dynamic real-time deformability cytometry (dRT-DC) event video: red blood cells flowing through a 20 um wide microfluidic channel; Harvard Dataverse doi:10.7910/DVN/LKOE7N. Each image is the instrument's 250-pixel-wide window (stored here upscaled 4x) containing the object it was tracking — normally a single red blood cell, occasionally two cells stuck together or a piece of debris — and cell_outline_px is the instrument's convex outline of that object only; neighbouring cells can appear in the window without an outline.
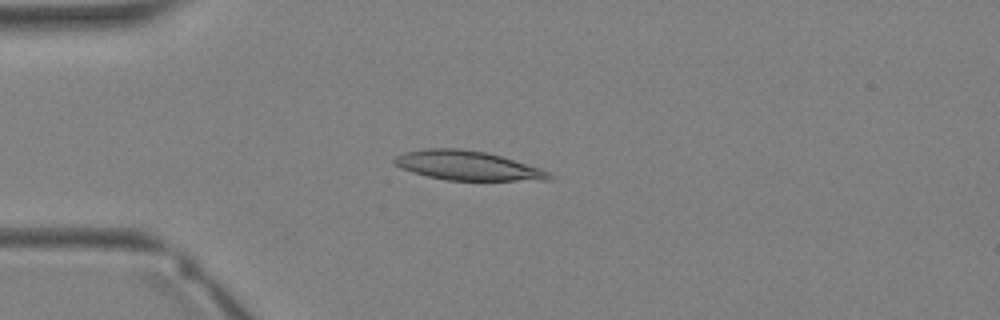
{"species": "Egyptian fruit bat (a non-hibernating species)", "species_latin": "Rousettus aegyptiacus", "temperature_condition": "warm", "stored_images_in_passage": 18, "camera_frame_rate_fps": 3000, "um_per_image_px": 0.085, "animal": {"sex": "female"}, "frame": {"image": 1, "passage_image": 6, "time_ms": 1.667, "image_size_px": [1000, 320], "cell_outline_px": [[552, 180], [448, 180], [428, 176], [412, 172], [400, 168], [392, 160], [396, 156], [404, 152], [424, 148], [460, 148], [488, 152], [540, 168], [548, 172], [552, 176]], "centroid_in_image_um": [39.71, 14.06], "position_along_channel_um": 45.3, "area_um2": 26.36}}
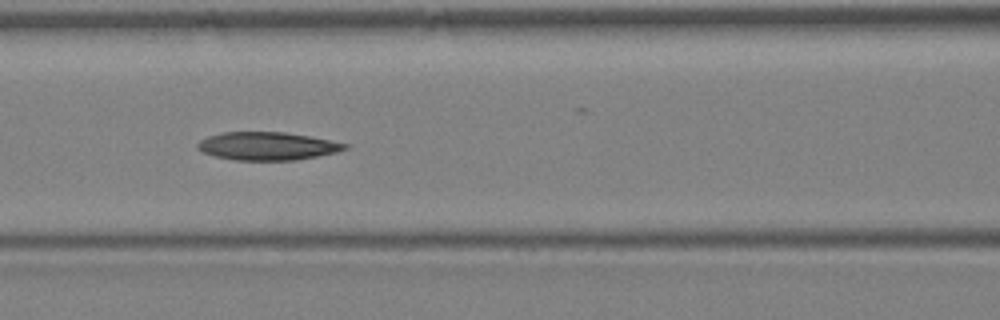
{"frame": {"image": 2, "passage_image": 12, "time_ms": 3.667, "image_size_px": [1000, 320], "cell_outline_px": [[348, 148], [336, 152], [296, 160], [236, 160], [216, 156], [204, 152], [196, 148], [196, 144], [200, 140], [208, 136], [224, 132], [284, 132], [308, 136], [348, 144]], "centroid_in_image_um": [22.69, 12.41], "position_along_channel_um": 143.9, "area_um2": 23.81}}
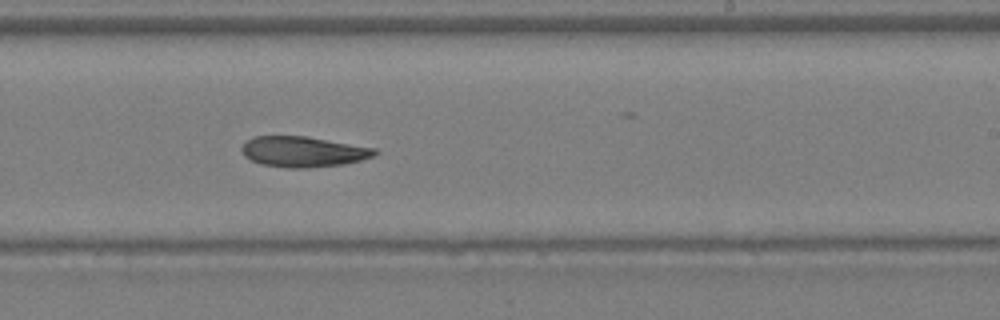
{"frame": {"image": 3, "passage_image": 18, "time_ms": 5.667, "image_size_px": [1000, 320], "cell_outline_px": [[380, 152], [376, 156], [344, 164], [304, 168], [288, 168], [260, 164], [244, 156], [240, 148], [244, 140], [252, 136], [308, 136], [376, 148]], "centroid_in_image_um": [25.76, 12.88], "position_along_channel_um": 263.2, "area_um2": 24.04}}